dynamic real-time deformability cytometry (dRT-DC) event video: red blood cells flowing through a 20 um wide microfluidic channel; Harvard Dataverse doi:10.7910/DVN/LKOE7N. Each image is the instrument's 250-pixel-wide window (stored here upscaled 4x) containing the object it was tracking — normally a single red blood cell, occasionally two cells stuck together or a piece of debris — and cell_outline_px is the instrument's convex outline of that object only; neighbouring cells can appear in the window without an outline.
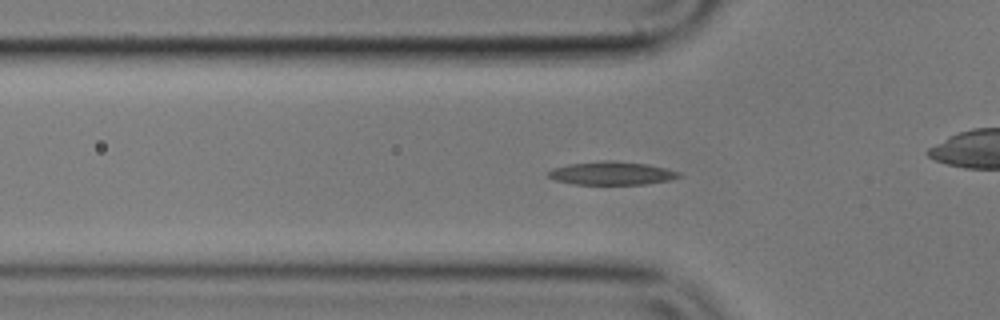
{"species": "common noctule bat (a hibernating species)", "species_latin": "Nyctalus noctula", "temperature_condition": "cold", "stored_images_in_passage": 56, "camera_frame_rate_fps": 3000, "um_per_image_px": 0.085, "animal": {"sex": "male", "body_mass_g": 17.9}, "frame": {"image": 1, "passage_image": 17, "time_ms": 5.333, "image_size_px": [1000, 320], "cell_outline_px": [[680, 176], [672, 180], [644, 184], [572, 184], [556, 180], [548, 176], [548, 172], [552, 168], [568, 164], [604, 160], [612, 160], [648, 164], [680, 172]], "centroid_in_image_um": [51.99, 14.72], "position_along_channel_um": 73.8, "area_um2": 17.69}}
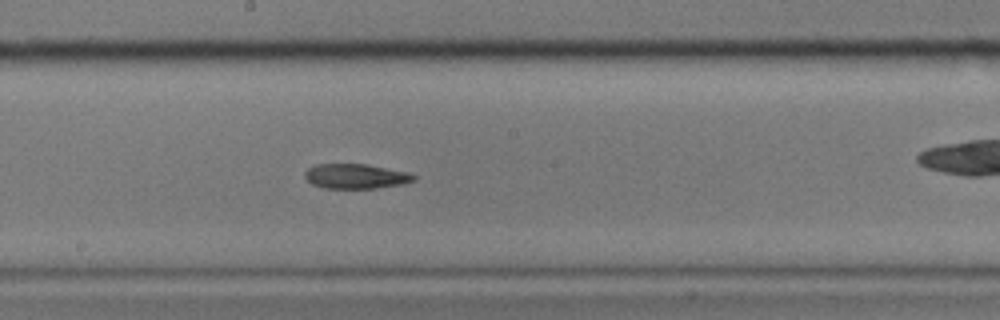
{"frame": {"image": 2, "passage_image": 29, "time_ms": 9.333, "image_size_px": [1000, 320], "cell_outline_px": [[416, 180], [404, 184], [376, 188], [324, 188], [312, 184], [304, 176], [304, 172], [308, 168], [316, 164], [368, 164], [408, 172], [416, 176]], "centroid_in_image_um": [30.26, 14.98], "position_along_channel_um": 217.9, "area_um2": 15.84}}
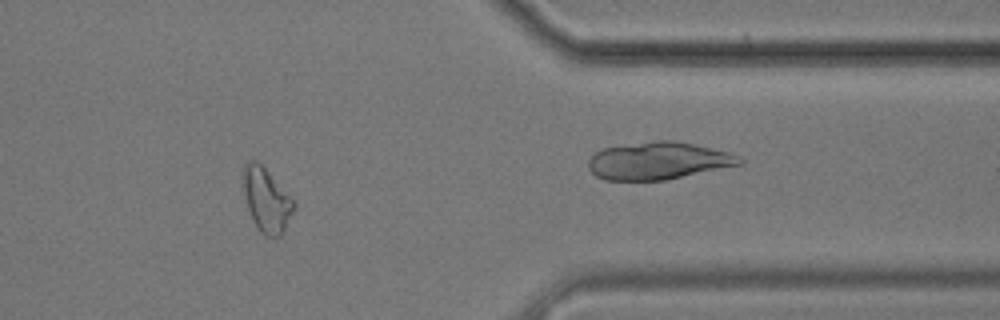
{"frame": {"image": 3, "passage_image": 45, "time_ms": 14.667, "image_size_px": [1000, 320], "cell_outline_px": [[296, 208], [280, 236], [264, 236], [260, 232], [248, 208], [240, 180], [244, 164], [248, 160], [256, 160], [264, 168], [296, 204]], "centroid_in_image_um": [22.61, 16.97], "position_along_channel_um": 388.8, "area_um2": 18.61}}